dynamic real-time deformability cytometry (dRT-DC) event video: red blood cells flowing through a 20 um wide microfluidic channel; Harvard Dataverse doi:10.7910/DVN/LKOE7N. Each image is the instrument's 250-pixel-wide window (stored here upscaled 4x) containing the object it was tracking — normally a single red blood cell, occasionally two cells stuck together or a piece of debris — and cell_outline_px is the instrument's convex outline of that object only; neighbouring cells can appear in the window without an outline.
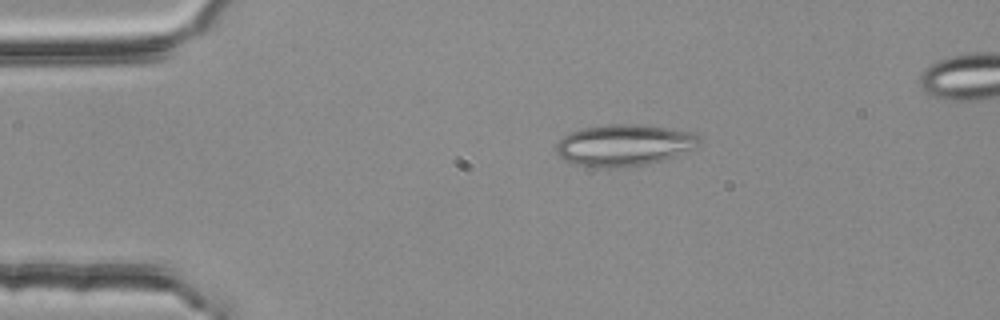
{"species": "common noctule bat (a hibernating species)", "species_latin": "Nyctalus noctula", "temperature_condition": "room temperature", "stored_images_in_passage": 45, "segment_of_instrument_passage": [1, 3], "camera_frame_rate_fps": 3000, "um_per_image_px": 0.085, "animal": {"sex": "female", "body_mass_g": 25.1}, "frame": {"image": 1, "passage_image": 1, "time_ms": 0.0, "image_size_px": [1000, 320], "cell_outline_px": [[700, 140], [692, 148], [672, 156], [648, 164], [616, 168], [596, 168], [576, 164], [564, 160], [556, 152], [556, 144], [564, 136], [572, 132], [584, 128], [608, 124], [644, 124], [672, 128], [692, 132]], "centroid_in_image_um": [53.0, 12.33], "position_along_channel_um": 32.0, "area_um2": 34.39}}